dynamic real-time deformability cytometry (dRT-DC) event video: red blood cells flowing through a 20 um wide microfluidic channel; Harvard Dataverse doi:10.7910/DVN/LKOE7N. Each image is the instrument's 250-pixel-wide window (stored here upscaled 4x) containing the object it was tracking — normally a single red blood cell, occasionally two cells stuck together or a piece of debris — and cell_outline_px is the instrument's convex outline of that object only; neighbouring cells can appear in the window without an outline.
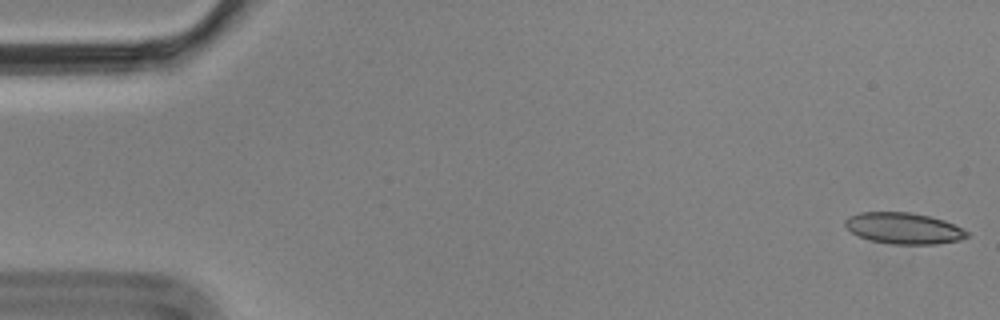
{"species": "Egyptian fruit bat (a non-hibernating species)", "species_latin": "Rousettus aegyptiacus", "temperature_condition": "cold", "stored_images_in_passage": 5, "camera_frame_rate_fps": 3000, "um_per_image_px": 0.085, "animal": {"sex": "male"}, "frame": {"image": 1, "passage_image": 1, "time_ms": 0.0, "image_size_px": [1000, 320], "cell_outline_px": [[968, 236], [960, 240], [936, 244], [892, 244], [872, 240], [860, 236], [852, 232], [844, 224], [844, 220], [848, 216], [860, 212], [912, 212], [932, 216], [944, 220], [968, 232]], "centroid_in_image_um": [76.81, 19.39], "position_along_channel_um": 8.2, "area_um2": 22.08}}